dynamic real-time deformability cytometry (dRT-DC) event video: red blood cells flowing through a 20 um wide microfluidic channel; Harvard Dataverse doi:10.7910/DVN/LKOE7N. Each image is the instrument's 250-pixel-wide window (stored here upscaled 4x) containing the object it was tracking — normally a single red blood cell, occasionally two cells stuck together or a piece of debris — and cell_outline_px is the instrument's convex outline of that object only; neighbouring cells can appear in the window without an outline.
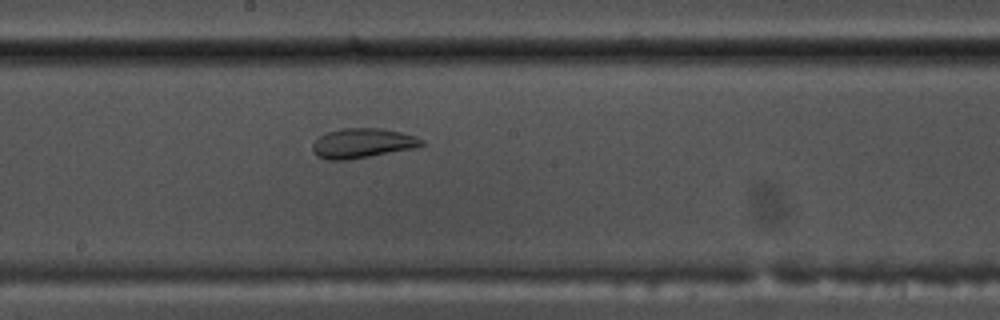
{"species": "common noctule bat (a hibernating species)", "species_latin": "Nyctalus noctula", "temperature_condition": "warm", "stored_images_in_passage": 55, "camera_frame_rate_fps": 3000, "um_per_image_px": 0.085, "animal": {"sex": "male", "body_mass_g": 17.5, "forearm_length_mm": 52.3}, "frame": {"image": 1, "passage_image": 30, "time_ms": 9.667, "image_size_px": [1000, 320], "cell_outline_px": [[424, 144], [416, 148], [348, 160], [328, 160], [316, 156], [312, 152], [312, 144], [320, 136], [328, 132], [340, 128], [380, 128], [400, 132], [416, 136], [424, 140]], "centroid_in_image_um": [30.8, 12.18], "position_along_channel_um": 217.4, "area_um2": 19.02}}
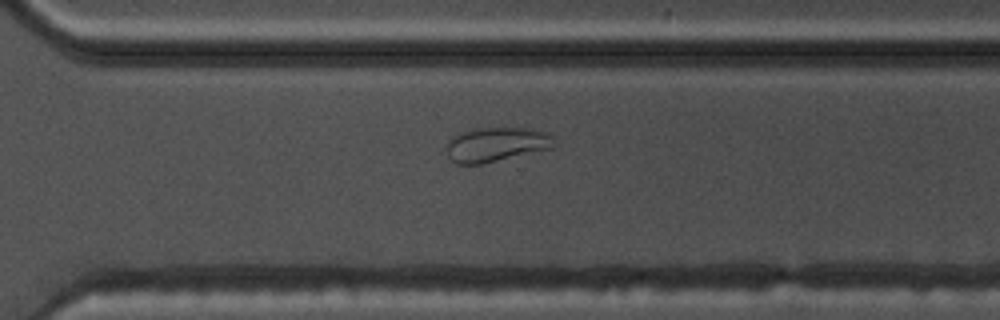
{"frame": {"image": 2, "passage_image": 39, "time_ms": 12.667, "image_size_px": [1000, 320], "cell_outline_px": [[556, 148], [480, 164], [456, 164], [448, 156], [448, 140], [452, 136], [460, 132], [472, 128], [504, 124], [532, 128], [544, 132], [552, 136], [556, 144]], "centroid_in_image_um": [42.23, 12.21], "position_along_channel_um": 328.4, "area_um2": 22.66}}
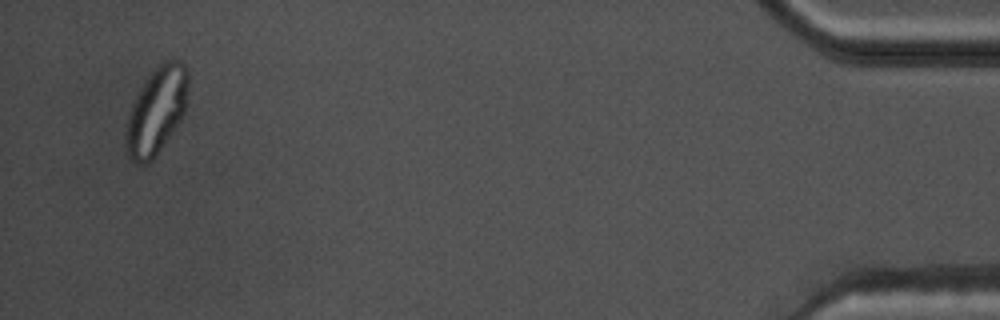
{"frame": {"image": 3, "passage_image": 53, "time_ms": 17.333, "image_size_px": [1000, 320], "cell_outline_px": [[188, 88], [184, 112], [180, 120], [172, 132], [152, 160], [148, 164], [136, 164], [128, 156], [124, 136], [128, 116], [132, 104], [144, 80], [164, 60], [180, 60], [184, 64], [188, 72]], "centroid_in_image_um": [13.29, 9.42], "position_along_channel_um": 421.9, "area_um2": 31.39}}